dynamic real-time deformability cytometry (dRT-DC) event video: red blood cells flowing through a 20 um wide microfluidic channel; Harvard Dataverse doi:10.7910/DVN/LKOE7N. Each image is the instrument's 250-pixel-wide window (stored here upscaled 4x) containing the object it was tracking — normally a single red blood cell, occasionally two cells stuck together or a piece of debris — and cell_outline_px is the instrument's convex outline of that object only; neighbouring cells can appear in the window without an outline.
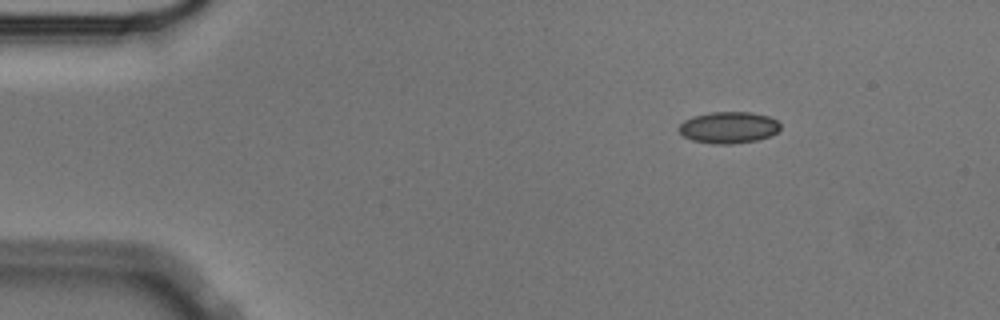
{"species": "Egyptian fruit bat (a non-hibernating species)", "species_latin": "Rousettus aegyptiacus", "temperature_condition": "cold", "stored_images_in_passage": 50, "camera_frame_rate_fps": 3000, "um_per_image_px": 0.085, "animal": {"sex": "male"}, "frame": {"image": 1, "passage_image": 1, "time_ms": 0.0, "image_size_px": [1000, 320], "cell_outline_px": [[780, 128], [772, 136], [756, 140], [732, 144], [712, 144], [692, 140], [684, 136], [680, 132], [680, 124], [684, 120], [692, 116], [712, 112], [752, 112], [768, 116], [776, 120], [780, 124]], "centroid_in_image_um": [61.94, 10.84], "position_along_channel_um": 23.1, "area_um2": 18.67}}
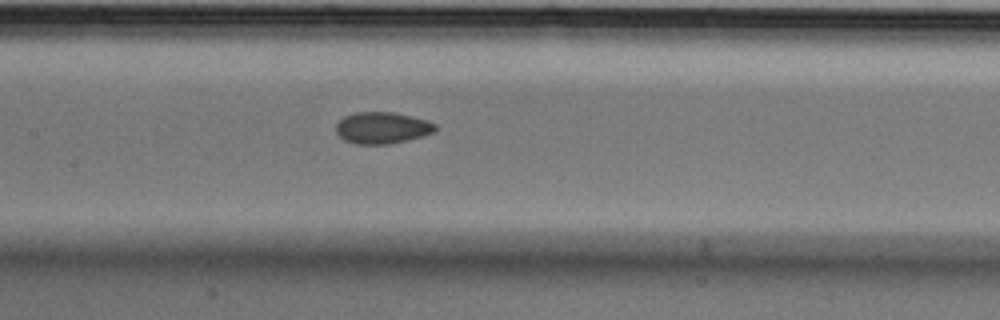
{"frame": {"image": 2, "passage_image": 20, "time_ms": 6.333, "image_size_px": [1000, 320], "cell_outline_px": [[436, 132], [408, 140], [388, 144], [356, 144], [344, 140], [336, 132], [336, 124], [344, 116], [356, 112], [396, 112], [428, 120], [436, 124]], "centroid_in_image_um": [32.51, 10.86], "position_along_channel_um": 174.9, "area_um2": 18.44}}
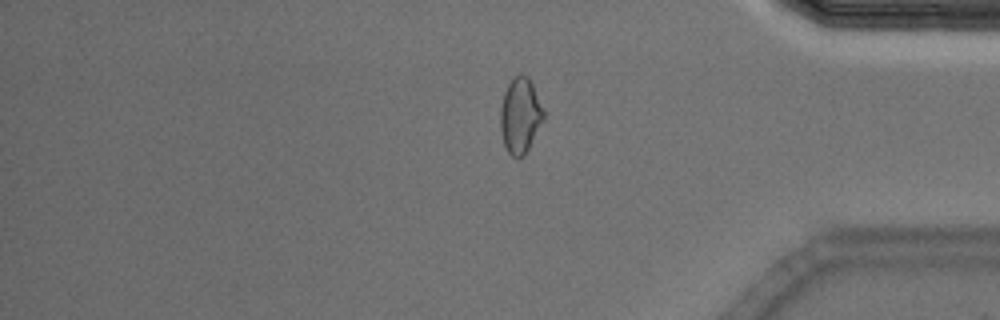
{"frame": {"image": 3, "passage_image": 40, "time_ms": 13.0, "image_size_px": [1000, 320], "cell_outline_px": [[544, 120], [524, 156], [512, 156], [508, 152], [504, 144], [500, 128], [500, 108], [504, 92], [508, 84], [520, 72], [528, 76], [532, 84], [544, 112]], "centroid_in_image_um": [44.21, 9.81], "position_along_channel_um": 391.0, "area_um2": 18.84}, "authors_computed_cell_mechanics": {"area_um2": 18.5827, "velocity_mm_per_s": 3.5365, "shape_relaxation_time_tau1_ms": 7.7079, "shape_relaxation_time_tau2_ms": 2.8778, "deformation_change_tau1": 0.114, "deformation_change_tau2": 0.0609}}